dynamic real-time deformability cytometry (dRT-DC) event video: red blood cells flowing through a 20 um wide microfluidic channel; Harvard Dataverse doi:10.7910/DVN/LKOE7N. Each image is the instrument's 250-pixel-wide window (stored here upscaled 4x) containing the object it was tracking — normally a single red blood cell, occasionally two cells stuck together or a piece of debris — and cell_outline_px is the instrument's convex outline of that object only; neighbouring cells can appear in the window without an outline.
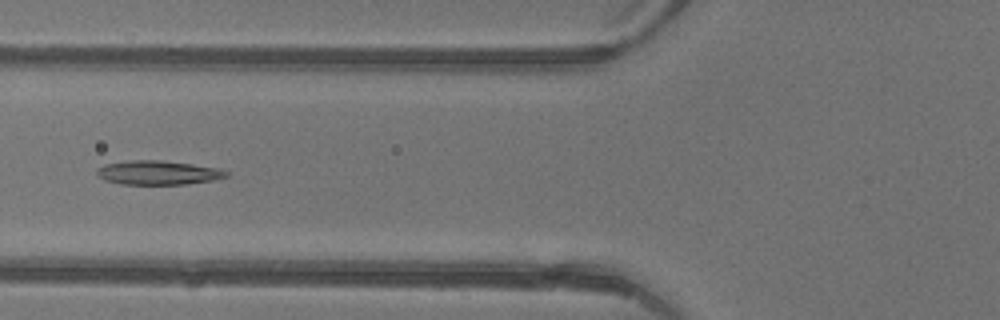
{"species": "common noctule bat (a hibernating species)", "species_latin": "Nyctalus noctula", "temperature_condition": "warm", "stored_images_in_passage": 5, "camera_frame_rate_fps": 3000, "um_per_image_px": 0.085, "animal": {"sex": "female"}, "frame": {"image": 1, "passage_image": 5, "time_ms": 1.333, "image_size_px": [1000, 320], "cell_outline_px": [[228, 176], [212, 180], [184, 184], [120, 184], [104, 180], [96, 172], [96, 168], [104, 164], [128, 160], [160, 160], [192, 164], [220, 168], [228, 172]], "centroid_in_image_um": [13.41, 14.67], "position_along_channel_um": 112.4, "area_um2": 18.15}}